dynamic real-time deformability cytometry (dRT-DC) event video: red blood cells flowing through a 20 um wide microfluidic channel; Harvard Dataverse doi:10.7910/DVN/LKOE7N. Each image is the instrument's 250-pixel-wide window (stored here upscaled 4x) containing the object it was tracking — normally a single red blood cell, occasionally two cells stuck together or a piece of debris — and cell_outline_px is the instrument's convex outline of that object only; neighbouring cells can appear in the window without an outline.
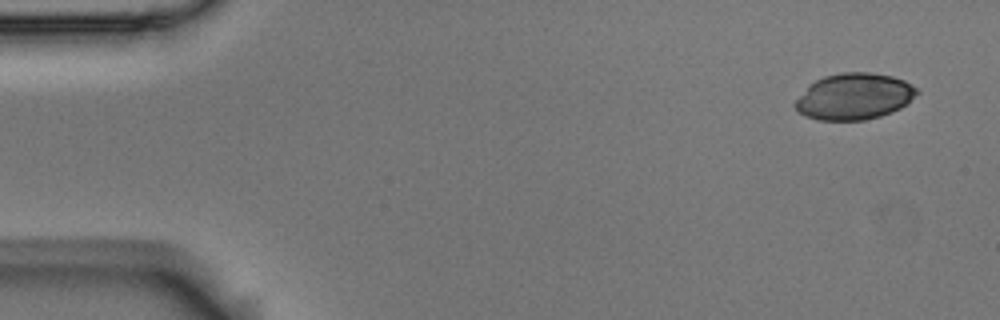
{"species": "Egyptian fruit bat (a non-hibernating species)", "species_latin": "Rousettus aegyptiacus", "temperature_condition": "room temperature", "stored_images_in_passage": 7, "camera_frame_rate_fps": 3000, "um_per_image_px": 0.085, "animal": {"sex": "male"}, "frame": {"image": 1, "passage_image": 1, "time_ms": 0.0, "image_size_px": [1000, 320], "cell_outline_px": [[920, 92], [900, 108], [892, 112], [880, 116], [864, 120], [816, 120], [804, 116], [796, 112], [792, 104], [808, 84], [824, 76], [840, 72], [868, 72], [892, 76], [904, 80], [916, 88]], "centroid_in_image_um": [72.54, 8.2], "position_along_channel_um": 12.5, "area_um2": 33.18}}